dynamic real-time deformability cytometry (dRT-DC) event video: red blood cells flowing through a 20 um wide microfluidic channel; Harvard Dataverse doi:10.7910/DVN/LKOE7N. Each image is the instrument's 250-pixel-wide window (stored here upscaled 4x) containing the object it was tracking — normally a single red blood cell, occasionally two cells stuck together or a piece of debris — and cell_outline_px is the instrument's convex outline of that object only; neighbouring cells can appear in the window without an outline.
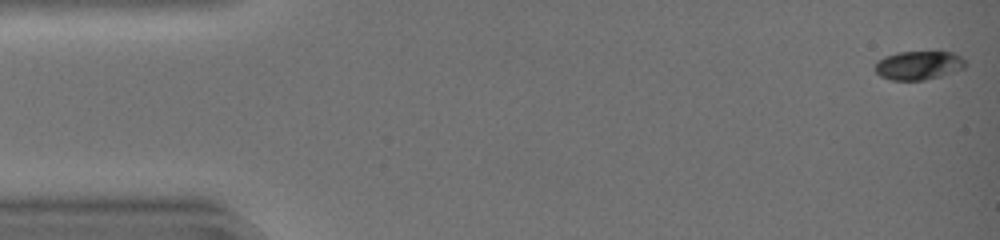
{"species": "common noctule bat (a hibernating species)", "species_latin": "Nyctalus noctula", "temperature_condition": "warm", "stored_images_in_passage": 36, "camera_frame_rate_fps": 3000, "um_per_image_px": 0.085, "animal": {"sex": "female", "body_mass_g": 19.0, "forearm_length_mm": 51.5}, "frame": {"image": 1, "passage_image": 1, "time_ms": 0.0, "image_size_px": [1000, 240], "cell_outline_px": [[964, 68], [940, 76], [924, 80], [892, 80], [880, 76], [876, 72], [876, 60], [884, 56], [896, 52], [952, 52], [960, 56], [964, 60]], "centroid_in_image_um": [78.04, 5.55], "position_along_channel_um": 7.0, "area_um2": 15.03}}
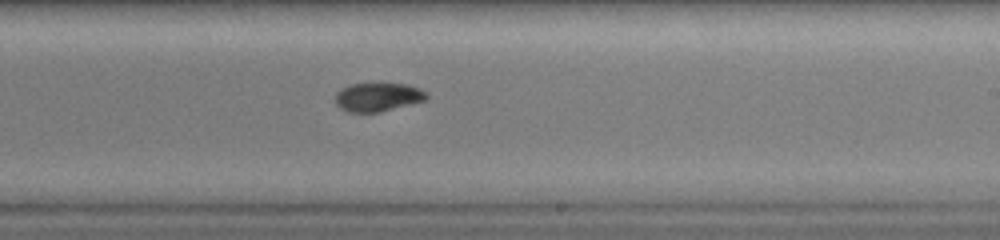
{"frame": {"image": 2, "passage_image": 28, "time_ms": 9.0, "image_size_px": [1000, 240], "cell_outline_px": [[428, 96], [424, 100], [380, 112], [348, 112], [340, 108], [336, 104], [336, 92], [340, 88], [348, 84], [380, 80], [384, 80], [408, 84], [420, 88], [428, 92]], "centroid_in_image_um": [32.11, 8.17], "position_along_channel_um": 256.9, "area_um2": 16.13}}
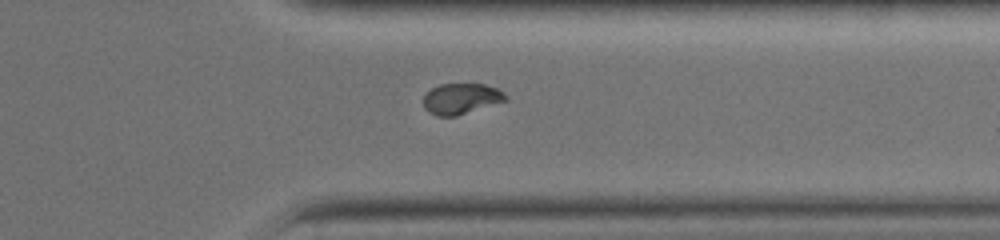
{"frame": {"image": 3, "passage_image": 36, "time_ms": 11.667, "image_size_px": [1000, 240], "cell_outline_px": [[508, 100], [456, 116], [436, 116], [428, 112], [424, 108], [424, 96], [432, 88], [440, 84], [484, 84], [500, 88], [508, 96]], "centroid_in_image_um": [39.23, 8.38], "position_along_channel_um": 372.2, "area_um2": 14.85}}